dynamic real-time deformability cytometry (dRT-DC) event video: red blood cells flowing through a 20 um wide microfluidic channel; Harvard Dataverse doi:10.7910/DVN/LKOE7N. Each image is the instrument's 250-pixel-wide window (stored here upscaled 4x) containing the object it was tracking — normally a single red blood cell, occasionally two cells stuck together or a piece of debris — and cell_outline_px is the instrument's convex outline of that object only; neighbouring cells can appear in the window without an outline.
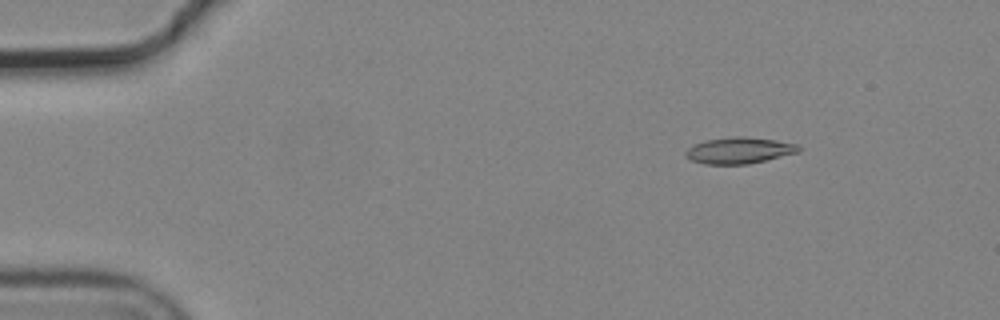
{"species": "common noctule bat (a hibernating species)", "species_latin": "Nyctalus noctula", "temperature_condition": "cold", "stored_images_in_passage": 9, "camera_frame_rate_fps": 3000, "um_per_image_px": 0.085, "animal": {"sex": "male", "body_mass_g": 19.2, "forearm_length_mm": 51.8}, "frame": {"image": 1, "passage_image": 1, "time_ms": 0.0, "image_size_px": [1000, 320], "cell_outline_px": [[800, 152], [748, 164], [704, 164], [692, 160], [684, 156], [684, 152], [688, 148], [704, 140], [736, 136], [744, 136], [772, 140], [796, 144], [800, 148]], "centroid_in_image_um": [62.8, 12.79], "position_along_channel_um": 22.2, "area_um2": 17.17}}
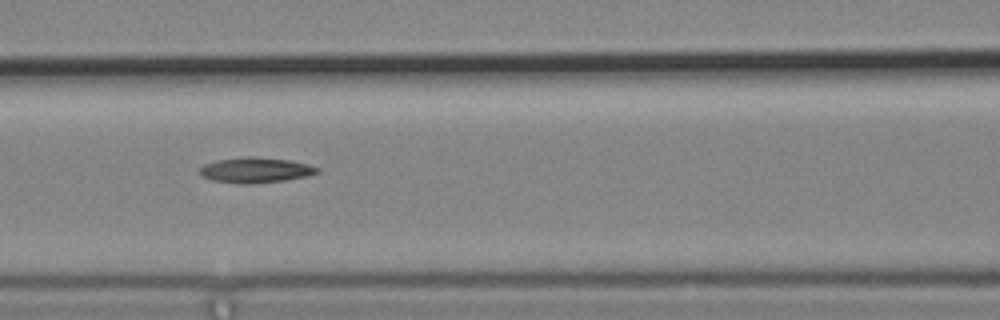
{"frame": {"image": 2, "passage_image": 6, "time_ms": 1.667, "image_size_px": [1000, 320], "cell_outline_px": [[320, 172], [308, 176], [284, 180], [252, 184], [236, 184], [212, 180], [200, 176], [200, 168], [204, 164], [216, 160], [244, 156], [252, 156], [292, 160], [308, 164], [320, 168]], "centroid_in_image_um": [21.72, 14.45], "position_along_channel_um": 144.9, "area_um2": 17.69}}
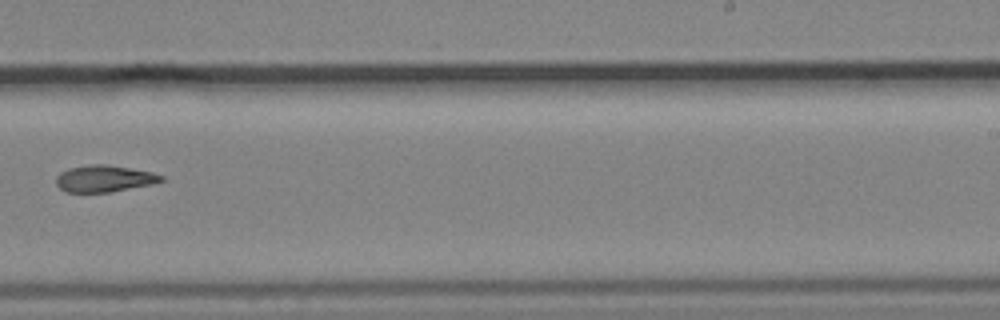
{"frame": {"image": 3, "passage_image": 9, "time_ms": 2.667, "image_size_px": [1000, 320], "cell_outline_px": [[164, 180], [152, 184], [112, 192], [64, 192], [56, 184], [56, 176], [60, 172], [68, 168], [92, 164], [104, 164], [152, 172], [164, 176]], "centroid_in_image_um": [8.84, 15.19], "position_along_channel_um": 280.2, "area_um2": 16.36}}